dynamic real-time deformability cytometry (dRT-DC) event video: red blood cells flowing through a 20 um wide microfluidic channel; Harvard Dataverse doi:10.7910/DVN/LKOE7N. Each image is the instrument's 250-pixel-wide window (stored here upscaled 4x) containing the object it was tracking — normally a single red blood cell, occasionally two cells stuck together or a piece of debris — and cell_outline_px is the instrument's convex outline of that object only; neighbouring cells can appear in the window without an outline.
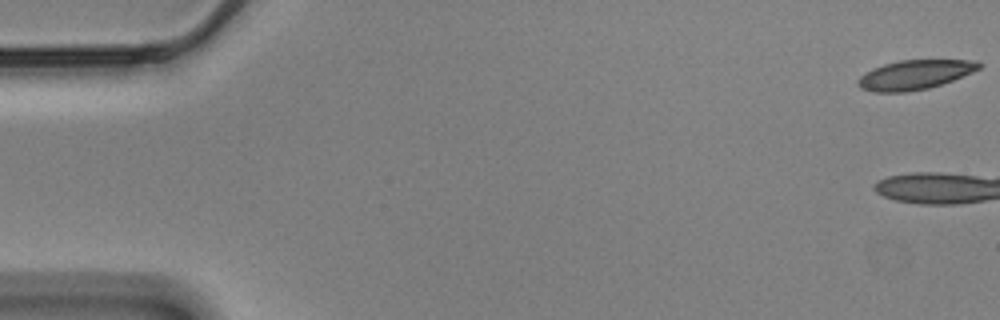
{"species": "Egyptian fruit bat (a non-hibernating species)", "species_latin": "Rousettus aegyptiacus", "temperature_condition": "cold", "stored_images_in_passage": 18, "camera_frame_rate_fps": 3000, "um_per_image_px": 0.085, "animal": {"sex": "male"}, "frame": {"image": 1, "passage_image": 1, "time_ms": 0.0, "image_size_px": [1000, 320], "cell_outline_px": [[984, 64], [980, 68], [972, 72], [952, 80], [928, 88], [904, 92], [872, 92], [860, 88], [856, 84], [856, 80], [860, 76], [872, 68], [884, 64], [900, 60], [976, 60]], "centroid_in_image_um": [77.73, 6.35], "position_along_channel_um": 7.3, "area_um2": 20.75}}